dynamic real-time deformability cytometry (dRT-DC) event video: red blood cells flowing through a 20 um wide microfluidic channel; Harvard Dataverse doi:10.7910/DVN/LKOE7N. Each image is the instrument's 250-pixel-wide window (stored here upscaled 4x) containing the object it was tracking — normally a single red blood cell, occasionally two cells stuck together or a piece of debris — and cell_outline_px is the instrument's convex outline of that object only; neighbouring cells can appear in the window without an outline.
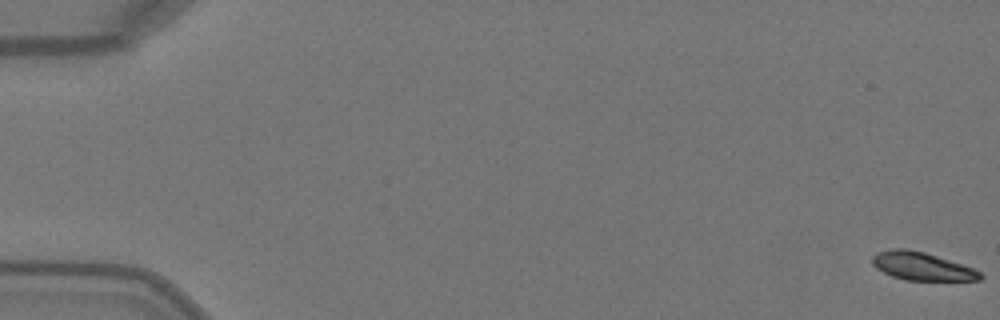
{"species": "Egyptian fruit bat (a non-hibernating species)", "species_latin": "Rousettus aegyptiacus", "temperature_condition": "warm", "stored_images_in_passage": 2, "camera_frame_rate_fps": 3000, "um_per_image_px": 0.085, "animal": {"sex": "female"}, "frame": {"image": 1, "passage_image": 1, "time_ms": 0.0, "image_size_px": [1000, 320], "cell_outline_px": [[984, 276], [980, 280], [904, 280], [892, 276], [876, 268], [872, 264], [872, 256], [876, 252], [896, 248], [904, 248], [924, 252], [972, 268], [980, 272]], "centroid_in_image_um": [78.32, 22.63], "position_along_channel_um": 6.7, "area_um2": 17.4}}